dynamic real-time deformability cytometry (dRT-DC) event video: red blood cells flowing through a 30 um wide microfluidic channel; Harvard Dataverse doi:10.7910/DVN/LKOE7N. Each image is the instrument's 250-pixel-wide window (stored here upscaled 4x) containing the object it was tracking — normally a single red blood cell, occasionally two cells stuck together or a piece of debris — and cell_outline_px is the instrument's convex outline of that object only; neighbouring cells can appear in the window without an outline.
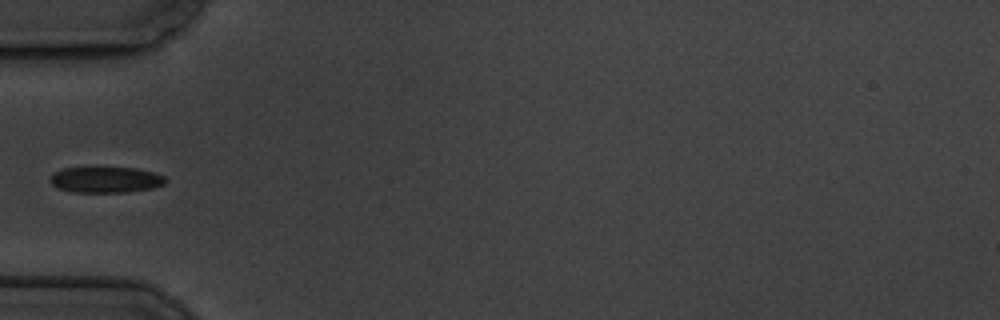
{"species": "common noctule bat (a hibernating species)", "species_latin": "Nyctalus noctula", "temperature_condition": "cold", "stored_images_in_passage": 14, "camera_frame_rate_fps": 3000, "um_per_image_px": 0.085, "animal": {"sex": "male", "body_mass_g": 19.5, "forearm_length_mm": 54.6}, "frame": {"image": 1, "passage_image": 6, "time_ms": 6.667, "image_size_px": [1000, 320], "cell_outline_px": [[168, 180], [164, 184], [152, 188], [128, 192], [72, 192], [60, 188], [52, 184], [48, 180], [52, 172], [64, 168], [136, 168], [152, 172], [164, 176]], "centroid_in_image_um": [8.97, 15.28], "position_along_channel_um": 76.0, "area_um2": 17.4}}
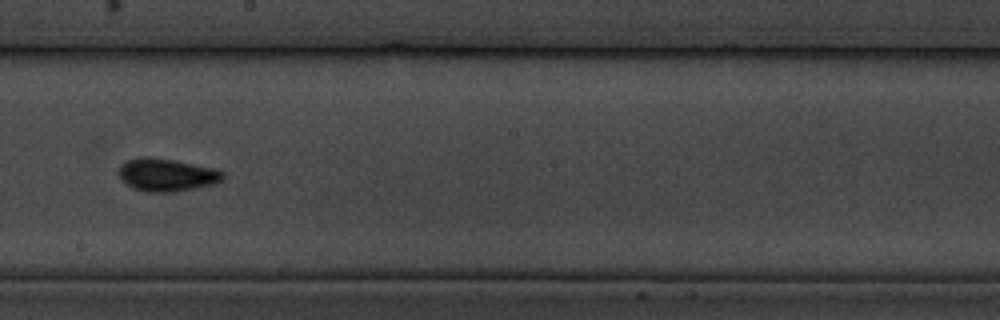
{"frame": {"image": 2, "passage_image": 10, "time_ms": 11.333, "image_size_px": [1000, 320], "cell_outline_px": [[224, 180], [216, 184], [176, 192], [148, 192], [132, 188], [120, 176], [120, 164], [128, 160], [140, 156], [148, 156], [172, 160], [212, 168], [224, 172]], "centroid_in_image_um": [14.2, 14.87], "position_along_channel_um": 234.0, "area_um2": 19.83}}
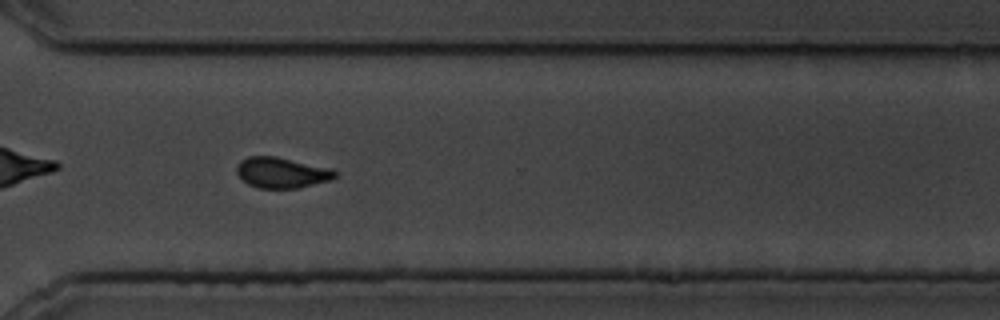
{"frame": {"image": 3, "passage_image": 13, "time_ms": 14.667, "image_size_px": [1000, 320], "cell_outline_px": [[336, 176], [332, 180], [296, 188], [260, 188], [248, 184], [236, 172], [236, 164], [240, 160], [248, 156], [276, 156], [332, 168], [336, 172]], "centroid_in_image_um": [23.94, 14.66], "position_along_channel_um": 346.7, "area_um2": 17.63}, "authors_computed_cell_mechanics": {"area_um2": 17.8313, "velocity_mm_per_s": 3.3875, "shape_relaxation_time_tau1_ms": 2.1187, "shape_relaxation_time_tau2_ms": null, "deformation_change_tau1": 0.0977, "deformation_change_tau2": null}}